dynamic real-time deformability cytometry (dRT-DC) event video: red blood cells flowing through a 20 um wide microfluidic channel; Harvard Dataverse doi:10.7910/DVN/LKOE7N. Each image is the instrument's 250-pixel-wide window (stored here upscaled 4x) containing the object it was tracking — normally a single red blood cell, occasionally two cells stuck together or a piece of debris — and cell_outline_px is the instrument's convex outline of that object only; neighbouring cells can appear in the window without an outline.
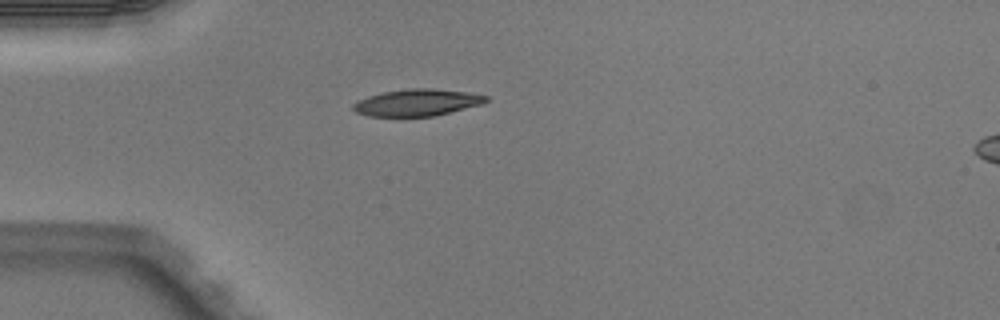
{"species": "Egyptian fruit bat (a non-hibernating species)", "species_latin": "Rousettus aegyptiacus", "temperature_condition": "warm", "stored_images_in_passage": 1, "camera_frame_rate_fps": 3000, "um_per_image_px": 0.085, "animal": {"sex": "male"}, "frame": {"image": 1, "passage_image": 1, "time_ms": 0.0, "image_size_px": [1000, 320], "cell_outline_px": [[488, 100], [484, 104], [436, 116], [368, 116], [356, 112], [352, 108], [352, 104], [368, 96], [384, 92], [412, 88], [432, 88], [464, 92], [488, 96]], "centroid_in_image_um": [35.48, 8.72], "position_along_channel_um": 49.5, "area_um2": 20.69}}